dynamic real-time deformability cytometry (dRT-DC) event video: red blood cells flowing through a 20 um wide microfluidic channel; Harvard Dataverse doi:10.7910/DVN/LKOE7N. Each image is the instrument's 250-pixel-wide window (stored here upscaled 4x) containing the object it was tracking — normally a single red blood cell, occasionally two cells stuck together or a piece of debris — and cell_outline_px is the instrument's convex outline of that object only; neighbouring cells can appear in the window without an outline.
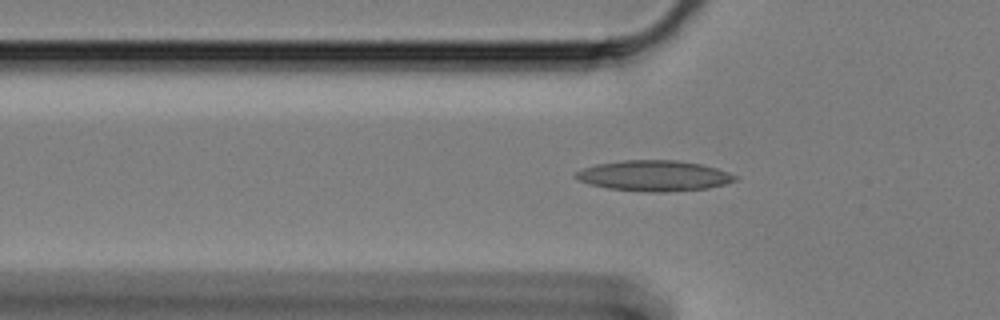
{"species": "Egyptian fruit bat (a non-hibernating species)", "species_latin": "Rousettus aegyptiacus", "temperature_condition": "cold", "stored_images_in_passage": 48, "camera_frame_rate_fps": 3000, "um_per_image_px": 0.085, "animal": {"sex": "female"}, "frame": {"image": 1, "passage_image": 11, "time_ms": 3.333, "image_size_px": [1000, 320], "cell_outline_px": [[736, 180], [724, 184], [708, 188], [664, 192], [652, 192], [608, 188], [592, 184], [580, 180], [572, 176], [576, 172], [584, 168], [596, 164], [624, 160], [676, 160], [700, 164], [716, 168], [728, 172], [736, 176]], "centroid_in_image_um": [55.59, 14.93], "position_along_channel_um": 70.2, "area_um2": 28.09}}
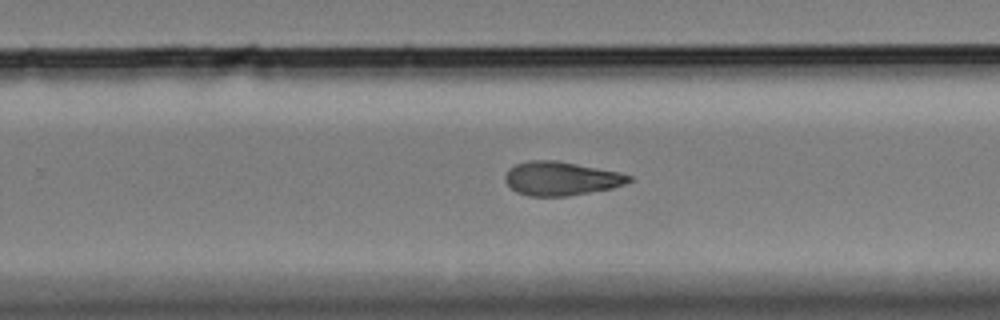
{"frame": {"image": 2, "passage_image": 30, "time_ms": 9.667, "image_size_px": [1000, 320], "cell_outline_px": [[632, 180], [624, 184], [612, 188], [568, 196], [528, 196], [516, 192], [504, 180], [504, 176], [508, 168], [516, 164], [528, 160], [556, 160], [620, 172], [632, 176]], "centroid_in_image_um": [47.67, 15.17], "position_along_channel_um": 282.1, "area_um2": 24.45}}
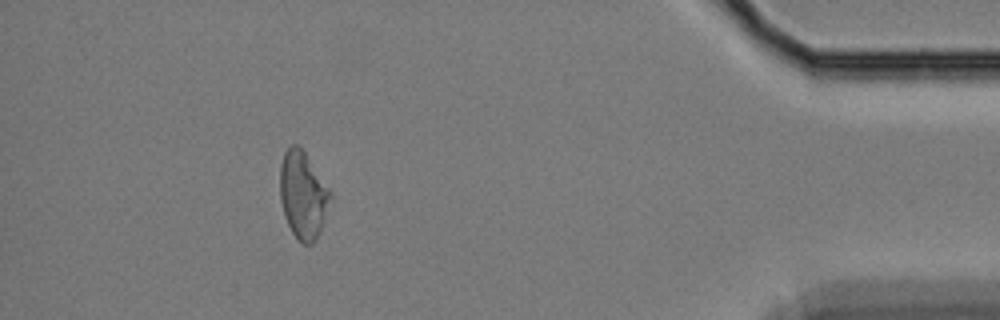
{"frame": {"image": 3, "passage_image": 46, "time_ms": 15.0, "image_size_px": [1000, 320], "cell_outline_px": [[332, 196], [316, 240], [312, 244], [304, 244], [292, 232], [284, 216], [280, 200], [280, 164], [284, 152], [292, 144], [296, 144], [304, 152], [328, 188]], "centroid_in_image_um": [25.72, 16.58], "position_along_channel_um": 409.5, "area_um2": 25.03}}